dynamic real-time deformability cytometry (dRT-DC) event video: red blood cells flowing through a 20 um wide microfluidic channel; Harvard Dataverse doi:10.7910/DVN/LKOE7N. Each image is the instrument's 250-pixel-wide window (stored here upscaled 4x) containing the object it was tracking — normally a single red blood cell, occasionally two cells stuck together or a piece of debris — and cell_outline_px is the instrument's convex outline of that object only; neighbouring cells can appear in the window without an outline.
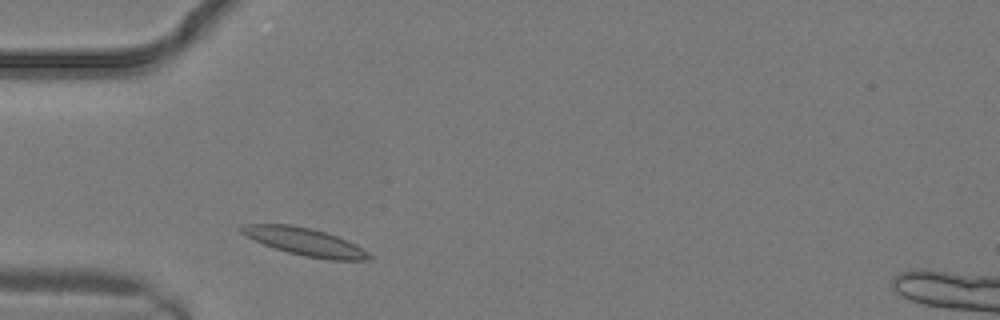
{"species": "common noctule bat (a hibernating species)", "species_latin": "Nyctalus noctula", "temperature_condition": "warm", "stored_images_in_passage": 9, "camera_frame_rate_fps": 3000, "um_per_image_px": 0.085, "animal": {"sex": "male", "body_mass_g": 19.2, "forearm_length_mm": 51.8}, "frame": {"image": 1, "passage_image": 2, "time_ms": 0.333, "image_size_px": [1000, 320], "cell_outline_px": [[372, 260], [328, 260], [304, 256], [288, 252], [264, 244], [240, 232], [236, 228], [240, 224], [292, 224], [312, 228], [336, 236], [356, 244], [368, 252], [372, 256]], "centroid_in_image_um": [25.92, 20.54], "position_along_channel_um": 59.1, "area_um2": 20.58}}
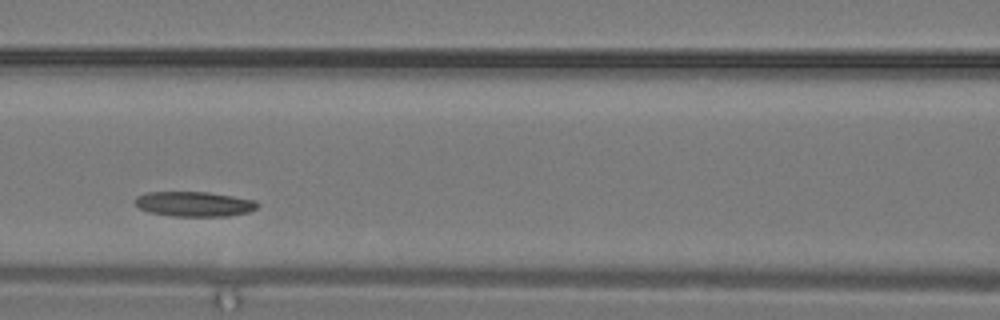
{"frame": {"image": 2, "passage_image": 6, "time_ms": 1.667, "image_size_px": [1000, 320], "cell_outline_px": [[260, 204], [256, 208], [248, 212], [228, 216], [172, 216], [148, 212], [140, 208], [136, 204], [136, 196], [148, 192], [208, 192], [256, 200]], "centroid_in_image_um": [16.53, 17.34], "position_along_channel_um": 150.1, "area_um2": 17.74}}
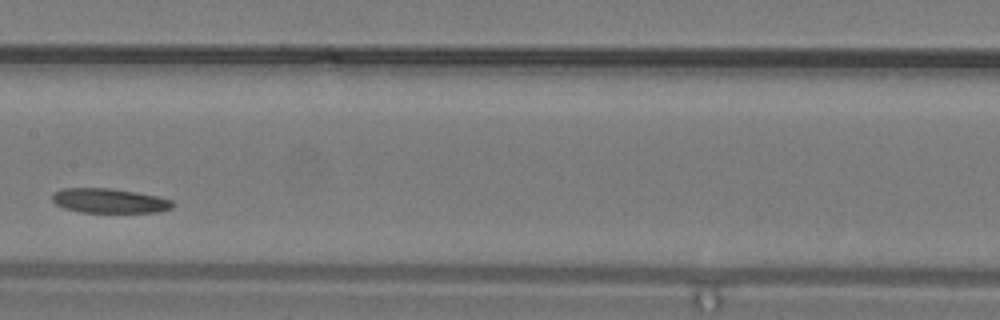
{"frame": {"image": 3, "passage_image": 8, "time_ms": 2.333, "image_size_px": [1000, 320], "cell_outline_px": [[176, 204], [172, 208], [156, 212], [80, 212], [64, 208], [56, 204], [52, 200], [52, 196], [56, 192], [64, 188], [108, 188], [136, 192], [156, 196], [172, 200]], "centroid_in_image_um": [9.31, 17.07], "position_along_channel_um": 198.1, "area_um2": 17.11}}